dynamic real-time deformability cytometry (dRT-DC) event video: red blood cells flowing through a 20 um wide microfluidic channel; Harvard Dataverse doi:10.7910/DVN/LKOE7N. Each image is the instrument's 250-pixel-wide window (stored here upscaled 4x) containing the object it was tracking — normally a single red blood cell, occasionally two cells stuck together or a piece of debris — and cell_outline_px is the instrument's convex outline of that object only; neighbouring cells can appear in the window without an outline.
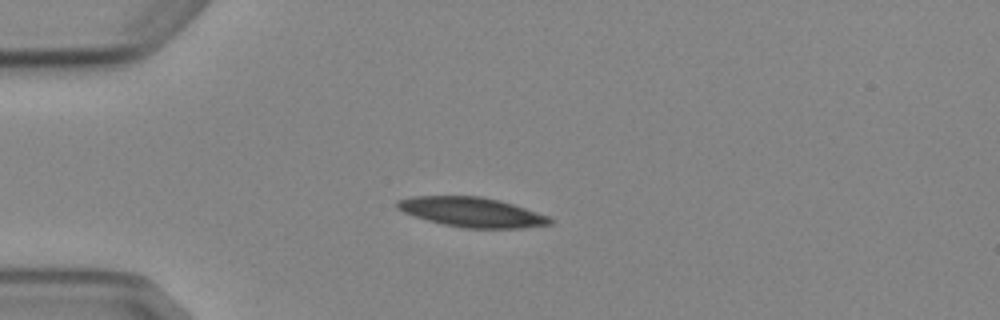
{"species": "Egyptian fruit bat (a non-hibernating species)", "species_latin": "Rousettus aegyptiacus", "temperature_condition": "cold", "stored_images_in_passage": 8, "camera_frame_rate_fps": 3000, "um_per_image_px": 0.085, "animal": {"sex": "female"}, "frame": {"image": 1, "passage_image": 3, "time_ms": 2.667, "image_size_px": [1000, 320], "cell_outline_px": [[556, 220], [552, 224], [520, 228], [464, 228], [444, 224], [428, 220], [404, 212], [396, 208], [396, 200], [412, 196], [480, 196], [500, 200], [548, 216]], "centroid_in_image_um": [40.11, 18.03], "position_along_channel_um": 44.9, "area_um2": 26.3}}
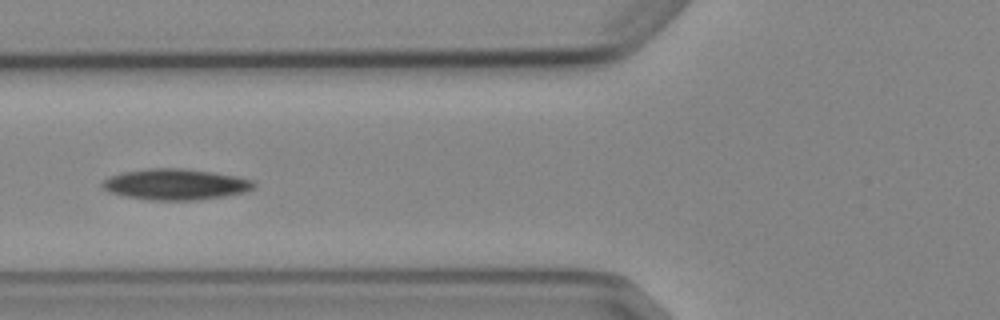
{"frame": {"image": 2, "passage_image": 5, "time_ms": 5.0, "image_size_px": [1000, 320], "cell_outline_px": [[256, 188], [244, 192], [224, 196], [196, 200], [152, 200], [128, 196], [112, 192], [104, 188], [100, 184], [108, 176], [124, 172], [148, 168], [180, 168], [212, 172], [236, 176], [252, 180], [256, 184]], "centroid_in_image_um": [14.95, 15.66], "position_along_channel_um": 110.8, "area_um2": 27.11}}